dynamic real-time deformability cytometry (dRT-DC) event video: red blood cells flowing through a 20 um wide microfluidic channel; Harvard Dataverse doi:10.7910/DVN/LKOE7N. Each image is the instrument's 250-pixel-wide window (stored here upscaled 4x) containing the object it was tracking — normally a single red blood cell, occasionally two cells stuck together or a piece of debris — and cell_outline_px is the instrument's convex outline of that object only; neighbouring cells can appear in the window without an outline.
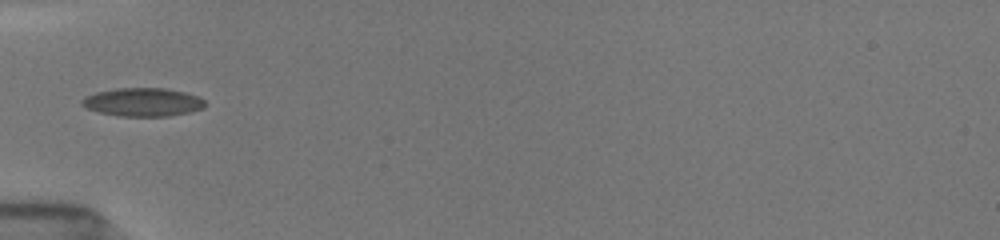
{"species": "common noctule bat (a hibernating species)", "species_latin": "Nyctalus noctula", "temperature_condition": "room temperature", "stored_images_in_passage": 15, "camera_frame_rate_fps": 3000, "um_per_image_px": 0.085, "animal": {"sex": "female", "body_mass_g": 19.5, "forearm_length_mm": 54.1}, "frame": {"image": 1, "passage_image": 1, "time_ms": 0.0, "image_size_px": [1000, 240], "cell_outline_px": [[204, 108], [188, 112], [168, 116], [120, 116], [100, 112], [88, 108], [80, 104], [80, 100], [84, 96], [96, 92], [116, 88], [164, 88], [184, 92], [200, 96], [204, 100]], "centroid_in_image_um": [12.12, 8.67], "position_along_channel_um": 72.9, "area_um2": 20.35}}
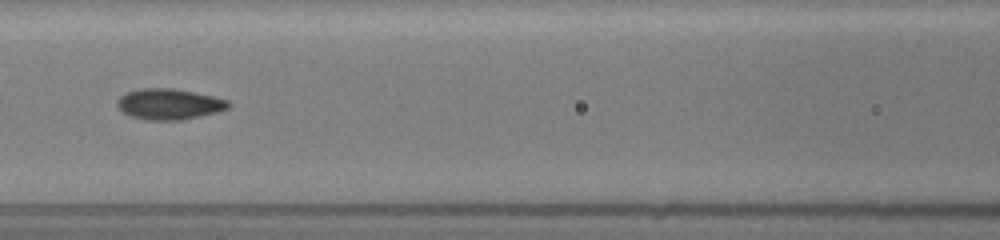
{"frame": {"image": 2, "passage_image": 9, "time_ms": 2.0, "image_size_px": [1000, 240], "cell_outline_px": [[232, 104], [228, 108], [216, 112], [180, 120], [148, 120], [132, 116], [124, 112], [116, 104], [116, 100], [120, 96], [128, 92], [140, 88], [172, 88], [212, 96], [228, 100]], "centroid_in_image_um": [14.37, 8.84], "position_along_channel_um": 152.2, "area_um2": 19.71}}
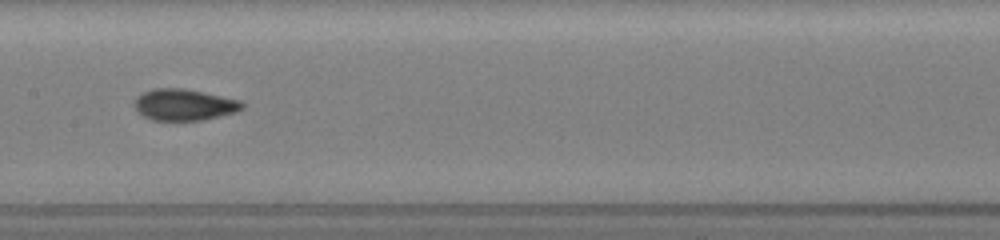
{"frame": {"image": 3, "passage_image": 14, "time_ms": 3.0, "image_size_px": [1000, 240], "cell_outline_px": [[244, 108], [236, 112], [204, 120], [152, 120], [144, 116], [136, 108], [136, 100], [144, 92], [152, 88], [184, 88], [204, 92], [240, 100], [244, 104]], "centroid_in_image_um": [15.71, 8.9], "position_along_channel_um": 191.7, "area_um2": 19.54}}